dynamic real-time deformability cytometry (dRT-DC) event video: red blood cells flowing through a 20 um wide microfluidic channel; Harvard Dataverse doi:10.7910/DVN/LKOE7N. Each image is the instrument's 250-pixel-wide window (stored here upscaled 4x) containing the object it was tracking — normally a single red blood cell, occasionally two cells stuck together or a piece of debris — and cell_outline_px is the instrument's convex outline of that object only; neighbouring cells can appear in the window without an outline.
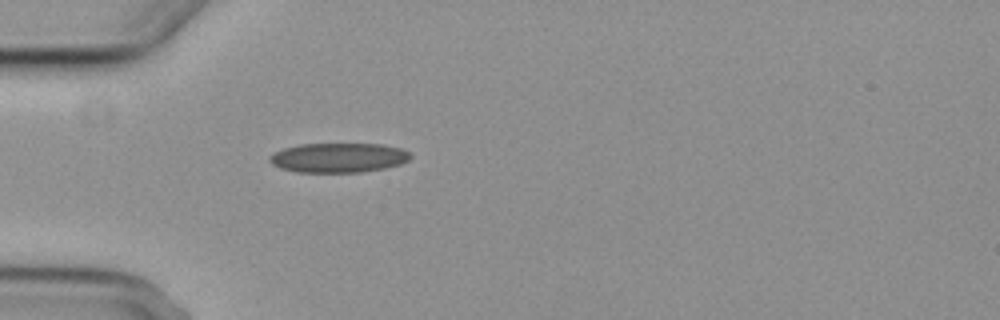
{"species": "common noctule bat (a hibernating species)", "species_latin": "Nyctalus noctula", "temperature_condition": "cold", "stored_images_in_passage": 1, "camera_frame_rate_fps": 3000, "um_per_image_px": 0.085, "animal": {"sex": "female", "body_mass_g": 29.2, "forearm_length_mm": 56.3}, "frame": {"image": 1, "passage_image": 1, "time_ms": 0.0, "image_size_px": [1000, 320], "cell_outline_px": [[412, 156], [408, 160], [400, 164], [384, 168], [360, 172], [296, 172], [280, 168], [272, 164], [268, 160], [268, 156], [284, 148], [300, 144], [380, 144], [400, 148], [408, 152]], "centroid_in_image_um": [28.74, 13.4], "position_along_channel_um": 56.3, "area_um2": 24.16}}